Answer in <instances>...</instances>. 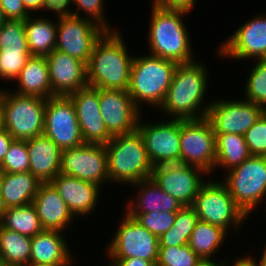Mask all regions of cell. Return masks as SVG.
I'll return each mask as SVG.
<instances>
[{"label":"cell","mask_w":266,"mask_h":266,"mask_svg":"<svg viewBox=\"0 0 266 266\" xmlns=\"http://www.w3.org/2000/svg\"><path fill=\"white\" fill-rule=\"evenodd\" d=\"M121 34L119 30L106 31L97 41L86 65L89 86L128 90L134 55L127 52Z\"/></svg>","instance_id":"cell-2"},{"label":"cell","mask_w":266,"mask_h":266,"mask_svg":"<svg viewBox=\"0 0 266 266\" xmlns=\"http://www.w3.org/2000/svg\"><path fill=\"white\" fill-rule=\"evenodd\" d=\"M107 166L109 182L134 184L151 178L153 165L136 129L133 132L112 137L107 144Z\"/></svg>","instance_id":"cell-5"},{"label":"cell","mask_w":266,"mask_h":266,"mask_svg":"<svg viewBox=\"0 0 266 266\" xmlns=\"http://www.w3.org/2000/svg\"><path fill=\"white\" fill-rule=\"evenodd\" d=\"M60 173L103 187L109 181L105 145L84 143L62 150Z\"/></svg>","instance_id":"cell-16"},{"label":"cell","mask_w":266,"mask_h":266,"mask_svg":"<svg viewBox=\"0 0 266 266\" xmlns=\"http://www.w3.org/2000/svg\"><path fill=\"white\" fill-rule=\"evenodd\" d=\"M142 115L138 120L137 130L142 136L153 167L166 163H181V120L166 119L165 121L144 123Z\"/></svg>","instance_id":"cell-11"},{"label":"cell","mask_w":266,"mask_h":266,"mask_svg":"<svg viewBox=\"0 0 266 266\" xmlns=\"http://www.w3.org/2000/svg\"><path fill=\"white\" fill-rule=\"evenodd\" d=\"M217 167L225 170L241 165L251 155L245 138L239 134H215Z\"/></svg>","instance_id":"cell-30"},{"label":"cell","mask_w":266,"mask_h":266,"mask_svg":"<svg viewBox=\"0 0 266 266\" xmlns=\"http://www.w3.org/2000/svg\"><path fill=\"white\" fill-rule=\"evenodd\" d=\"M206 119L210 122L214 134H239L256 123L265 110L245 99H220L210 101Z\"/></svg>","instance_id":"cell-15"},{"label":"cell","mask_w":266,"mask_h":266,"mask_svg":"<svg viewBox=\"0 0 266 266\" xmlns=\"http://www.w3.org/2000/svg\"><path fill=\"white\" fill-rule=\"evenodd\" d=\"M3 92H4V89L1 90V87H0V101H1V98H2Z\"/></svg>","instance_id":"cell-55"},{"label":"cell","mask_w":266,"mask_h":266,"mask_svg":"<svg viewBox=\"0 0 266 266\" xmlns=\"http://www.w3.org/2000/svg\"><path fill=\"white\" fill-rule=\"evenodd\" d=\"M151 3L161 8L183 10L191 13L196 0H153Z\"/></svg>","instance_id":"cell-44"},{"label":"cell","mask_w":266,"mask_h":266,"mask_svg":"<svg viewBox=\"0 0 266 266\" xmlns=\"http://www.w3.org/2000/svg\"><path fill=\"white\" fill-rule=\"evenodd\" d=\"M251 156H266V111L244 134Z\"/></svg>","instance_id":"cell-40"},{"label":"cell","mask_w":266,"mask_h":266,"mask_svg":"<svg viewBox=\"0 0 266 266\" xmlns=\"http://www.w3.org/2000/svg\"><path fill=\"white\" fill-rule=\"evenodd\" d=\"M100 112L111 137L137 129L142 112L127 90L99 89Z\"/></svg>","instance_id":"cell-18"},{"label":"cell","mask_w":266,"mask_h":266,"mask_svg":"<svg viewBox=\"0 0 266 266\" xmlns=\"http://www.w3.org/2000/svg\"><path fill=\"white\" fill-rule=\"evenodd\" d=\"M0 266H7V265L0 260Z\"/></svg>","instance_id":"cell-56"},{"label":"cell","mask_w":266,"mask_h":266,"mask_svg":"<svg viewBox=\"0 0 266 266\" xmlns=\"http://www.w3.org/2000/svg\"><path fill=\"white\" fill-rule=\"evenodd\" d=\"M63 232L43 230L31 238L29 263L71 265L73 260Z\"/></svg>","instance_id":"cell-24"},{"label":"cell","mask_w":266,"mask_h":266,"mask_svg":"<svg viewBox=\"0 0 266 266\" xmlns=\"http://www.w3.org/2000/svg\"><path fill=\"white\" fill-rule=\"evenodd\" d=\"M32 204L44 230L63 232L75 219L51 182H41Z\"/></svg>","instance_id":"cell-22"},{"label":"cell","mask_w":266,"mask_h":266,"mask_svg":"<svg viewBox=\"0 0 266 266\" xmlns=\"http://www.w3.org/2000/svg\"><path fill=\"white\" fill-rule=\"evenodd\" d=\"M0 170L5 173H24L29 171L27 140H14L0 163Z\"/></svg>","instance_id":"cell-37"},{"label":"cell","mask_w":266,"mask_h":266,"mask_svg":"<svg viewBox=\"0 0 266 266\" xmlns=\"http://www.w3.org/2000/svg\"><path fill=\"white\" fill-rule=\"evenodd\" d=\"M246 21L218 47V56L236 60L266 59V14Z\"/></svg>","instance_id":"cell-17"},{"label":"cell","mask_w":266,"mask_h":266,"mask_svg":"<svg viewBox=\"0 0 266 266\" xmlns=\"http://www.w3.org/2000/svg\"><path fill=\"white\" fill-rule=\"evenodd\" d=\"M15 81L18 87L14 92L18 94L45 99L55 96L52 93L48 64L44 56H31Z\"/></svg>","instance_id":"cell-26"},{"label":"cell","mask_w":266,"mask_h":266,"mask_svg":"<svg viewBox=\"0 0 266 266\" xmlns=\"http://www.w3.org/2000/svg\"><path fill=\"white\" fill-rule=\"evenodd\" d=\"M23 266H70V265H45V264H34V263H28Z\"/></svg>","instance_id":"cell-54"},{"label":"cell","mask_w":266,"mask_h":266,"mask_svg":"<svg viewBox=\"0 0 266 266\" xmlns=\"http://www.w3.org/2000/svg\"><path fill=\"white\" fill-rule=\"evenodd\" d=\"M223 178L234 202L248 216L266 197V156H250Z\"/></svg>","instance_id":"cell-8"},{"label":"cell","mask_w":266,"mask_h":266,"mask_svg":"<svg viewBox=\"0 0 266 266\" xmlns=\"http://www.w3.org/2000/svg\"><path fill=\"white\" fill-rule=\"evenodd\" d=\"M31 256V237L0 225V260L7 266H23Z\"/></svg>","instance_id":"cell-32"},{"label":"cell","mask_w":266,"mask_h":266,"mask_svg":"<svg viewBox=\"0 0 266 266\" xmlns=\"http://www.w3.org/2000/svg\"><path fill=\"white\" fill-rule=\"evenodd\" d=\"M68 97L74 104L84 143L107 144L112 137L101 116L99 89L87 85Z\"/></svg>","instance_id":"cell-19"},{"label":"cell","mask_w":266,"mask_h":266,"mask_svg":"<svg viewBox=\"0 0 266 266\" xmlns=\"http://www.w3.org/2000/svg\"><path fill=\"white\" fill-rule=\"evenodd\" d=\"M73 4L72 0H44L41 11L47 9L56 13L57 20L74 16V10L69 9V5Z\"/></svg>","instance_id":"cell-43"},{"label":"cell","mask_w":266,"mask_h":266,"mask_svg":"<svg viewBox=\"0 0 266 266\" xmlns=\"http://www.w3.org/2000/svg\"><path fill=\"white\" fill-rule=\"evenodd\" d=\"M216 260L213 259V260H202L200 261V263L197 265V266H229L227 265V263L229 262H226V259L225 261L224 260H221V261H218V262H215Z\"/></svg>","instance_id":"cell-49"},{"label":"cell","mask_w":266,"mask_h":266,"mask_svg":"<svg viewBox=\"0 0 266 266\" xmlns=\"http://www.w3.org/2000/svg\"><path fill=\"white\" fill-rule=\"evenodd\" d=\"M107 245L109 258H142L155 266L158 260V237L141 226L126 213Z\"/></svg>","instance_id":"cell-10"},{"label":"cell","mask_w":266,"mask_h":266,"mask_svg":"<svg viewBox=\"0 0 266 266\" xmlns=\"http://www.w3.org/2000/svg\"><path fill=\"white\" fill-rule=\"evenodd\" d=\"M112 266H155L151 261L142 258H110Z\"/></svg>","instance_id":"cell-45"},{"label":"cell","mask_w":266,"mask_h":266,"mask_svg":"<svg viewBox=\"0 0 266 266\" xmlns=\"http://www.w3.org/2000/svg\"><path fill=\"white\" fill-rule=\"evenodd\" d=\"M107 30L83 17H67L57 20L55 49L74 57L86 65L97 41Z\"/></svg>","instance_id":"cell-13"},{"label":"cell","mask_w":266,"mask_h":266,"mask_svg":"<svg viewBox=\"0 0 266 266\" xmlns=\"http://www.w3.org/2000/svg\"><path fill=\"white\" fill-rule=\"evenodd\" d=\"M41 182L29 171L24 173L3 172L1 210L32 203Z\"/></svg>","instance_id":"cell-27"},{"label":"cell","mask_w":266,"mask_h":266,"mask_svg":"<svg viewBox=\"0 0 266 266\" xmlns=\"http://www.w3.org/2000/svg\"><path fill=\"white\" fill-rule=\"evenodd\" d=\"M14 140L15 139L8 133L6 129L0 132V163L3 161L5 154L8 152Z\"/></svg>","instance_id":"cell-46"},{"label":"cell","mask_w":266,"mask_h":266,"mask_svg":"<svg viewBox=\"0 0 266 266\" xmlns=\"http://www.w3.org/2000/svg\"><path fill=\"white\" fill-rule=\"evenodd\" d=\"M43 2L44 0H22V3L24 4L25 8L31 14L33 11L40 12L39 10H41Z\"/></svg>","instance_id":"cell-47"},{"label":"cell","mask_w":266,"mask_h":266,"mask_svg":"<svg viewBox=\"0 0 266 266\" xmlns=\"http://www.w3.org/2000/svg\"><path fill=\"white\" fill-rule=\"evenodd\" d=\"M52 93L68 96L88 85L86 64L59 50L46 56Z\"/></svg>","instance_id":"cell-20"},{"label":"cell","mask_w":266,"mask_h":266,"mask_svg":"<svg viewBox=\"0 0 266 266\" xmlns=\"http://www.w3.org/2000/svg\"><path fill=\"white\" fill-rule=\"evenodd\" d=\"M139 190L136 200L128 201L126 214H145L150 212H178L183 206L163 191L152 178L144 179L134 184Z\"/></svg>","instance_id":"cell-25"},{"label":"cell","mask_w":266,"mask_h":266,"mask_svg":"<svg viewBox=\"0 0 266 266\" xmlns=\"http://www.w3.org/2000/svg\"><path fill=\"white\" fill-rule=\"evenodd\" d=\"M51 183L77 219L79 216H87L95 211L101 192L99 185L61 173Z\"/></svg>","instance_id":"cell-21"},{"label":"cell","mask_w":266,"mask_h":266,"mask_svg":"<svg viewBox=\"0 0 266 266\" xmlns=\"http://www.w3.org/2000/svg\"><path fill=\"white\" fill-rule=\"evenodd\" d=\"M210 178L201 186L191 207L200 221L220 226L228 232L233 227L236 233L248 216L234 202L226 185Z\"/></svg>","instance_id":"cell-7"},{"label":"cell","mask_w":266,"mask_h":266,"mask_svg":"<svg viewBox=\"0 0 266 266\" xmlns=\"http://www.w3.org/2000/svg\"><path fill=\"white\" fill-rule=\"evenodd\" d=\"M251 69L244 84V98L266 111V59L258 60Z\"/></svg>","instance_id":"cell-34"},{"label":"cell","mask_w":266,"mask_h":266,"mask_svg":"<svg viewBox=\"0 0 266 266\" xmlns=\"http://www.w3.org/2000/svg\"><path fill=\"white\" fill-rule=\"evenodd\" d=\"M207 67L197 60L178 64L171 85L159 109L170 119L198 120L206 118L211 103L203 104L208 87ZM203 106V107H202Z\"/></svg>","instance_id":"cell-1"},{"label":"cell","mask_w":266,"mask_h":266,"mask_svg":"<svg viewBox=\"0 0 266 266\" xmlns=\"http://www.w3.org/2000/svg\"><path fill=\"white\" fill-rule=\"evenodd\" d=\"M151 9L148 27L150 54L177 64L195 61L189 31L182 18L189 12L161 8L154 4Z\"/></svg>","instance_id":"cell-3"},{"label":"cell","mask_w":266,"mask_h":266,"mask_svg":"<svg viewBox=\"0 0 266 266\" xmlns=\"http://www.w3.org/2000/svg\"><path fill=\"white\" fill-rule=\"evenodd\" d=\"M227 232L220 226L198 220L188 245L202 260H213L219 247L224 243Z\"/></svg>","instance_id":"cell-29"},{"label":"cell","mask_w":266,"mask_h":266,"mask_svg":"<svg viewBox=\"0 0 266 266\" xmlns=\"http://www.w3.org/2000/svg\"><path fill=\"white\" fill-rule=\"evenodd\" d=\"M250 266H266V245L262 251V255L260 261H257L254 259V257L250 256H245L242 257Z\"/></svg>","instance_id":"cell-48"},{"label":"cell","mask_w":266,"mask_h":266,"mask_svg":"<svg viewBox=\"0 0 266 266\" xmlns=\"http://www.w3.org/2000/svg\"><path fill=\"white\" fill-rule=\"evenodd\" d=\"M204 170L183 163H166L153 167L151 178L183 207L192 206L194 199L206 182Z\"/></svg>","instance_id":"cell-14"},{"label":"cell","mask_w":266,"mask_h":266,"mask_svg":"<svg viewBox=\"0 0 266 266\" xmlns=\"http://www.w3.org/2000/svg\"><path fill=\"white\" fill-rule=\"evenodd\" d=\"M202 259L188 244L159 247L156 266H197Z\"/></svg>","instance_id":"cell-36"},{"label":"cell","mask_w":266,"mask_h":266,"mask_svg":"<svg viewBox=\"0 0 266 266\" xmlns=\"http://www.w3.org/2000/svg\"><path fill=\"white\" fill-rule=\"evenodd\" d=\"M0 225L31 238L44 230L32 203L0 210Z\"/></svg>","instance_id":"cell-31"},{"label":"cell","mask_w":266,"mask_h":266,"mask_svg":"<svg viewBox=\"0 0 266 266\" xmlns=\"http://www.w3.org/2000/svg\"><path fill=\"white\" fill-rule=\"evenodd\" d=\"M4 130L3 110L0 104V132Z\"/></svg>","instance_id":"cell-51"},{"label":"cell","mask_w":266,"mask_h":266,"mask_svg":"<svg viewBox=\"0 0 266 266\" xmlns=\"http://www.w3.org/2000/svg\"><path fill=\"white\" fill-rule=\"evenodd\" d=\"M2 184H3V172L0 170V210H1Z\"/></svg>","instance_id":"cell-52"},{"label":"cell","mask_w":266,"mask_h":266,"mask_svg":"<svg viewBox=\"0 0 266 266\" xmlns=\"http://www.w3.org/2000/svg\"><path fill=\"white\" fill-rule=\"evenodd\" d=\"M177 65L173 61L151 54L134 56L127 91L140 111L144 103L157 109L160 108Z\"/></svg>","instance_id":"cell-4"},{"label":"cell","mask_w":266,"mask_h":266,"mask_svg":"<svg viewBox=\"0 0 266 266\" xmlns=\"http://www.w3.org/2000/svg\"><path fill=\"white\" fill-rule=\"evenodd\" d=\"M3 47L29 49L26 40L24 20H6L0 26V49Z\"/></svg>","instance_id":"cell-39"},{"label":"cell","mask_w":266,"mask_h":266,"mask_svg":"<svg viewBox=\"0 0 266 266\" xmlns=\"http://www.w3.org/2000/svg\"><path fill=\"white\" fill-rule=\"evenodd\" d=\"M181 163L195 166L206 173L214 171L216 143L212 126L206 118L181 120Z\"/></svg>","instance_id":"cell-9"},{"label":"cell","mask_w":266,"mask_h":266,"mask_svg":"<svg viewBox=\"0 0 266 266\" xmlns=\"http://www.w3.org/2000/svg\"><path fill=\"white\" fill-rule=\"evenodd\" d=\"M43 134L61 150L84 144L75 107L68 96H54L46 100Z\"/></svg>","instance_id":"cell-12"},{"label":"cell","mask_w":266,"mask_h":266,"mask_svg":"<svg viewBox=\"0 0 266 266\" xmlns=\"http://www.w3.org/2000/svg\"><path fill=\"white\" fill-rule=\"evenodd\" d=\"M0 6L6 20L22 21L31 15L25 8L22 0H0Z\"/></svg>","instance_id":"cell-42"},{"label":"cell","mask_w":266,"mask_h":266,"mask_svg":"<svg viewBox=\"0 0 266 266\" xmlns=\"http://www.w3.org/2000/svg\"><path fill=\"white\" fill-rule=\"evenodd\" d=\"M199 218L195 210L182 207L176 214L173 226L158 237L159 247L186 245Z\"/></svg>","instance_id":"cell-33"},{"label":"cell","mask_w":266,"mask_h":266,"mask_svg":"<svg viewBox=\"0 0 266 266\" xmlns=\"http://www.w3.org/2000/svg\"><path fill=\"white\" fill-rule=\"evenodd\" d=\"M177 212H150L145 214H127L152 234L159 237L174 224Z\"/></svg>","instance_id":"cell-38"},{"label":"cell","mask_w":266,"mask_h":266,"mask_svg":"<svg viewBox=\"0 0 266 266\" xmlns=\"http://www.w3.org/2000/svg\"><path fill=\"white\" fill-rule=\"evenodd\" d=\"M72 2L75 6L77 5L76 9H74V16L90 19L107 31L117 30L112 28V26L107 23V18L104 17L103 0H72ZM79 11H83L84 15H80Z\"/></svg>","instance_id":"cell-41"},{"label":"cell","mask_w":266,"mask_h":266,"mask_svg":"<svg viewBox=\"0 0 266 266\" xmlns=\"http://www.w3.org/2000/svg\"><path fill=\"white\" fill-rule=\"evenodd\" d=\"M232 266H250L242 257H238L235 259Z\"/></svg>","instance_id":"cell-50"},{"label":"cell","mask_w":266,"mask_h":266,"mask_svg":"<svg viewBox=\"0 0 266 266\" xmlns=\"http://www.w3.org/2000/svg\"><path fill=\"white\" fill-rule=\"evenodd\" d=\"M28 16L24 20L26 40L31 56L46 57L55 50L57 39V21L55 23L43 15ZM44 17V18H43Z\"/></svg>","instance_id":"cell-28"},{"label":"cell","mask_w":266,"mask_h":266,"mask_svg":"<svg viewBox=\"0 0 266 266\" xmlns=\"http://www.w3.org/2000/svg\"><path fill=\"white\" fill-rule=\"evenodd\" d=\"M31 57L29 49L6 48L0 49V78L3 80L15 79L20 74L27 60Z\"/></svg>","instance_id":"cell-35"},{"label":"cell","mask_w":266,"mask_h":266,"mask_svg":"<svg viewBox=\"0 0 266 266\" xmlns=\"http://www.w3.org/2000/svg\"><path fill=\"white\" fill-rule=\"evenodd\" d=\"M4 89L0 101L4 129L15 140H29L44 133L45 98Z\"/></svg>","instance_id":"cell-6"},{"label":"cell","mask_w":266,"mask_h":266,"mask_svg":"<svg viewBox=\"0 0 266 266\" xmlns=\"http://www.w3.org/2000/svg\"><path fill=\"white\" fill-rule=\"evenodd\" d=\"M6 21V18H5V15H4V12L0 6V26Z\"/></svg>","instance_id":"cell-53"},{"label":"cell","mask_w":266,"mask_h":266,"mask_svg":"<svg viewBox=\"0 0 266 266\" xmlns=\"http://www.w3.org/2000/svg\"><path fill=\"white\" fill-rule=\"evenodd\" d=\"M29 172L40 182H51L59 173L62 150L44 134L27 140Z\"/></svg>","instance_id":"cell-23"}]
</instances>
